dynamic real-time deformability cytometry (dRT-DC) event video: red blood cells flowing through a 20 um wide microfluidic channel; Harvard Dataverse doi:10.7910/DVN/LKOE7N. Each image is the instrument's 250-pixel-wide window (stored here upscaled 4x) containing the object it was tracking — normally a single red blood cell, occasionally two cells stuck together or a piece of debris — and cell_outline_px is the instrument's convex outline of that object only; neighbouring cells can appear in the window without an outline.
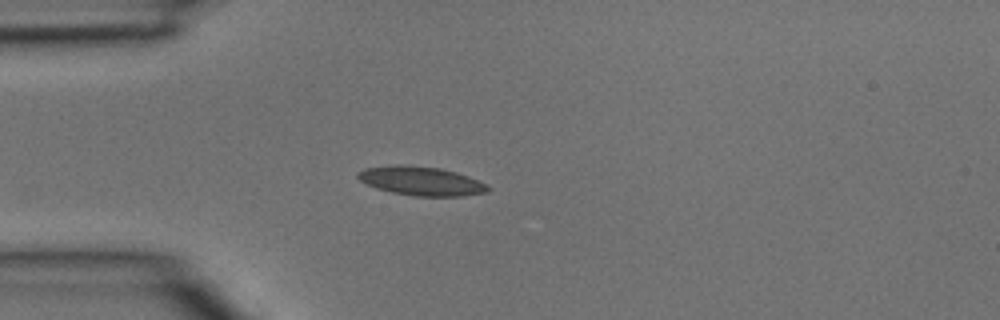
{"species": "common noctule bat (a hibernating species)", "species_latin": "Nyctalus noctula", "temperature_condition": "room temperature", "stored_images_in_passage": 2, "camera_frame_rate_fps": 3000, "um_per_image_px": 0.085, "animal": {"sex": "male", "body_mass_g": 15.6}, "frame": {"image": 1, "passage_image": 2, "time_ms": 0.333, "image_size_px": [1000, 320], "cell_outline_px": [[492, 188], [488, 192], [460, 196], [416, 196], [392, 192], [376, 188], [360, 180], [356, 176], [356, 172], [364, 168], [396, 164], [400, 164], [440, 168], [456, 172], [468, 176], [488, 184]], "centroid_in_image_um": [35.81, 15.38], "position_along_channel_um": 49.2, "area_um2": 22.02}}